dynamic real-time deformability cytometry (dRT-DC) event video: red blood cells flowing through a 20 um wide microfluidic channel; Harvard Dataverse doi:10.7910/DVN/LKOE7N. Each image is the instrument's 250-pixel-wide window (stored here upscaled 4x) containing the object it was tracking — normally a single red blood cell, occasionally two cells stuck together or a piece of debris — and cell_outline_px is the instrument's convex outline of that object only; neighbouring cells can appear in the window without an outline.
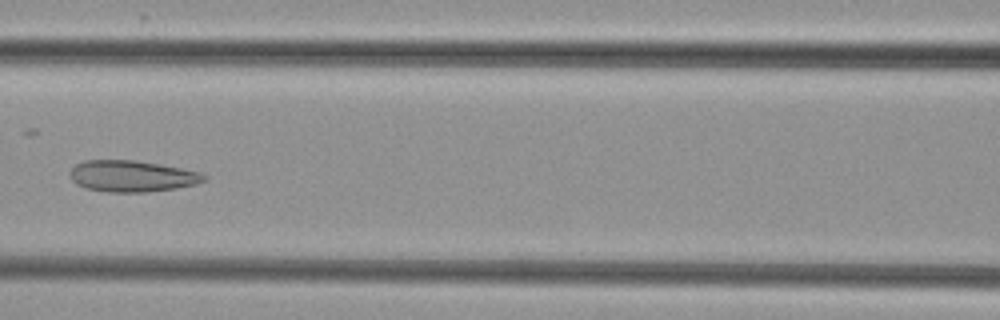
{"species": "common noctule bat (a hibernating species)", "species_latin": "Nyctalus noctula", "temperature_condition": "cold", "stored_images_in_passage": 7, "camera_frame_rate_fps": 3000, "um_per_image_px": 0.085, "animal": {"sex": "female", "body_mass_g": 29.2, "forearm_length_mm": 56.3}, "frame": {"image": 1, "passage_image": 6, "time_ms": 7.0, "image_size_px": [1000, 320], "cell_outline_px": [[208, 176], [204, 180], [196, 184], [176, 188], [148, 192], [108, 192], [84, 188], [76, 184], [72, 180], [68, 172], [76, 164], [84, 160], [136, 160], [160, 164], [200, 172]], "centroid_in_image_um": [11.19, 14.97], "position_along_channel_um": 155.4, "area_um2": 24.62}}
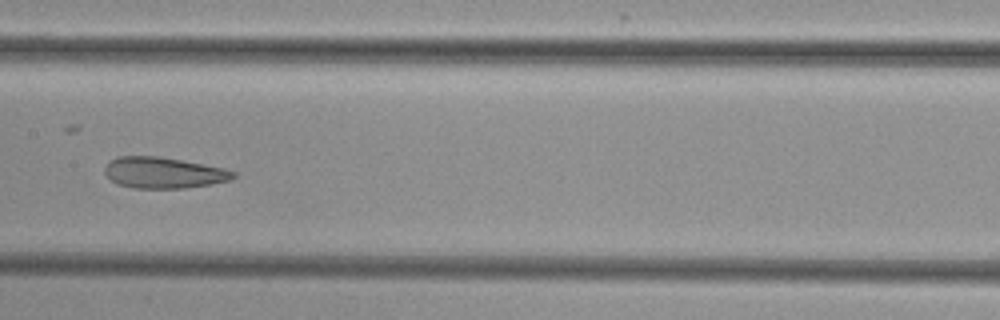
{"frame": {"image": 2, "passage_image": 7, "time_ms": 8.0, "image_size_px": [1000, 320], "cell_outline_px": [[236, 176], [232, 180], [212, 184], [184, 188], [132, 188], [120, 184], [112, 180], [104, 172], [104, 168], [112, 160], [120, 156], [160, 156], [224, 168], [236, 172]], "centroid_in_image_um": [13.95, 14.68], "position_along_channel_um": 193.4, "area_um2": 23.18}}